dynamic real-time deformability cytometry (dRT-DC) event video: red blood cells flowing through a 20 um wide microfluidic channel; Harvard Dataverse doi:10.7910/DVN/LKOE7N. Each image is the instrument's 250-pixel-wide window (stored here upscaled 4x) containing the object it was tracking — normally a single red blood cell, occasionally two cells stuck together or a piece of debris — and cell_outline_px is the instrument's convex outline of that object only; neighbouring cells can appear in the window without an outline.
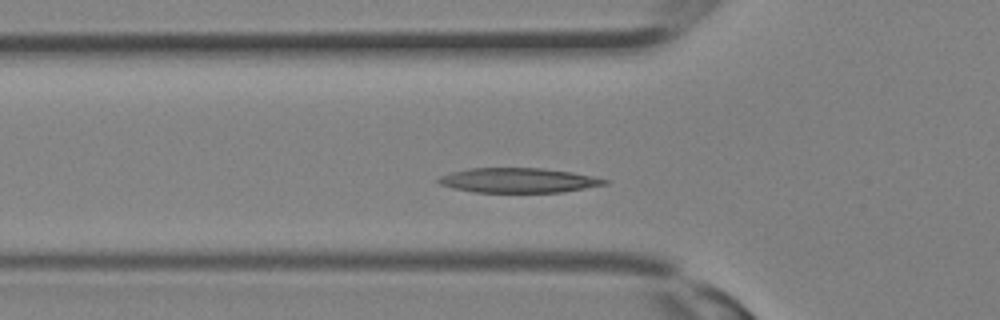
{"species": "Egyptian fruit bat (a non-hibernating species)", "species_latin": "Rousettus aegyptiacus", "temperature_condition": "room temperature", "stored_images_in_passage": 29, "camera_frame_rate_fps": 3000, "um_per_image_px": 0.085, "animal": {"sex": "female"}, "frame": {"image": 1, "passage_image": 7, "time_ms": 2.0, "image_size_px": [1000, 320], "cell_outline_px": [[608, 184], [564, 192], [472, 192], [452, 188], [440, 184], [436, 180], [440, 176], [452, 172], [468, 168], [544, 168], [572, 172], [592, 176], [608, 180]], "centroid_in_image_um": [44.05, 15.33], "position_along_channel_um": 81.7, "area_um2": 23.99}}
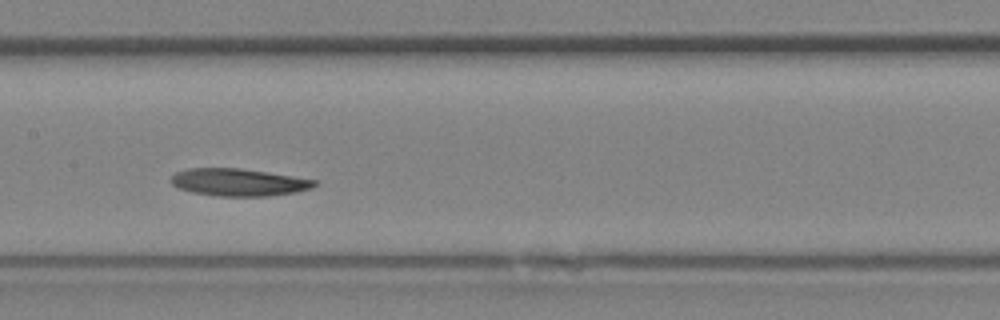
{"frame": {"image": 2, "passage_image": 12, "time_ms": 3.667, "image_size_px": [1000, 320], "cell_outline_px": [[316, 184], [312, 188], [292, 192], [268, 196], [220, 196], [192, 192], [180, 188], [172, 184], [172, 176], [176, 172], [188, 168], [240, 168], [268, 172], [316, 180]], "centroid_in_image_um": [20.27, 15.48], "position_along_channel_um": 187.1, "area_um2": 22.6}}
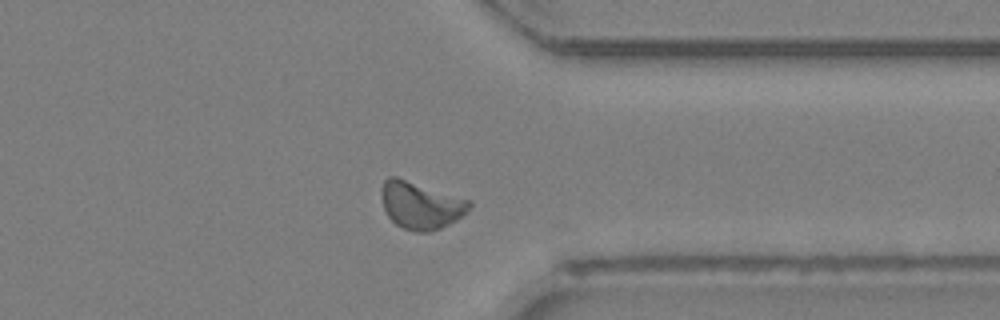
{"frame": {"image": 3, "passage_image": 21, "time_ms": 6.667, "image_size_px": [1000, 320], "cell_outline_px": [[472, 204], [468, 212], [456, 220], [440, 228], [428, 232], [416, 232], [404, 228], [396, 224], [388, 216], [384, 208], [380, 196], [380, 188], [384, 180], [388, 176], [396, 176], [472, 200]], "centroid_in_image_um": [35.76, 17.42], "position_along_channel_um": 375.6, "area_um2": 24.51}}